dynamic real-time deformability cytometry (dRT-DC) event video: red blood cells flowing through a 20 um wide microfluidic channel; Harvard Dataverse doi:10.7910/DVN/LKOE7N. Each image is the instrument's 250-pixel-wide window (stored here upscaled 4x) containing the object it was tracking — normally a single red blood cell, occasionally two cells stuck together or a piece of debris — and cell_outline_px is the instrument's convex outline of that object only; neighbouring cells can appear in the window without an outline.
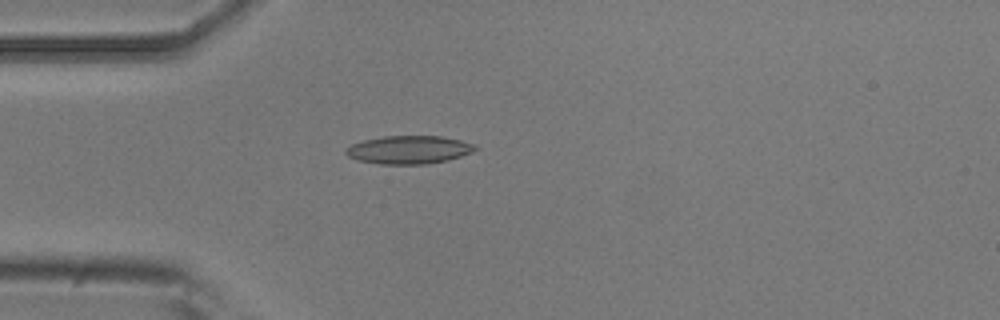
{"species": "common noctule bat (a hibernating species)", "species_latin": "Nyctalus noctula", "temperature_condition": "room temperature", "stored_images_in_passage": 5, "camera_frame_rate_fps": 3000, "um_per_image_px": 0.085, "animal": {"sex": "male", "body_mass_g": 20.5, "forearm_length_mm": 52.5}, "frame": {"image": 1, "passage_image": 5, "time_ms": 4.333, "image_size_px": [1000, 320], "cell_outline_px": [[476, 148], [472, 152], [448, 160], [428, 164], [380, 164], [356, 160], [348, 156], [344, 152], [352, 144], [364, 140], [384, 136], [440, 136], [460, 140], [476, 144]], "centroid_in_image_um": [34.75, 12.73], "position_along_channel_um": 50.2, "area_um2": 21.15}}